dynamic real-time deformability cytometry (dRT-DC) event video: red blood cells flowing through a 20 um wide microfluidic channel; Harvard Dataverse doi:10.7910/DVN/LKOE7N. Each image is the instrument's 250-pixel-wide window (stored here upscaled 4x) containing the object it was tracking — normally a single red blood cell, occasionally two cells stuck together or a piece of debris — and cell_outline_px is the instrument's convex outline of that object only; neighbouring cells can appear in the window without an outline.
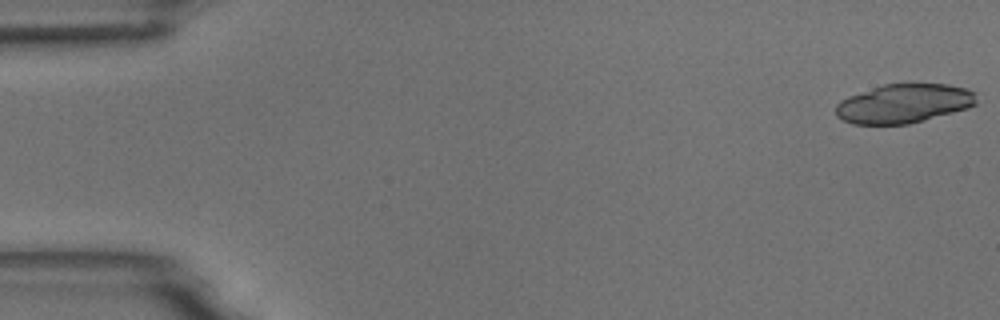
{"species": "common noctule bat (a hibernating species)", "species_latin": "Nyctalus noctula", "temperature_condition": "room temperature", "stored_images_in_passage": 20, "camera_frame_rate_fps": 3000, "um_per_image_px": 0.085, "animal": {"sex": "male", "body_mass_g": 18.8}, "frame": {"image": 1, "passage_image": 1, "time_ms": 0.0, "image_size_px": [1000, 320], "cell_outline_px": [[976, 104], [968, 108], [924, 120], [908, 124], [852, 124], [836, 116], [836, 104], [840, 100], [848, 96], [884, 84], [948, 84], [968, 88], [976, 92]], "centroid_in_image_um": [76.84, 8.79], "position_along_channel_um": 8.2, "area_um2": 32.02}}